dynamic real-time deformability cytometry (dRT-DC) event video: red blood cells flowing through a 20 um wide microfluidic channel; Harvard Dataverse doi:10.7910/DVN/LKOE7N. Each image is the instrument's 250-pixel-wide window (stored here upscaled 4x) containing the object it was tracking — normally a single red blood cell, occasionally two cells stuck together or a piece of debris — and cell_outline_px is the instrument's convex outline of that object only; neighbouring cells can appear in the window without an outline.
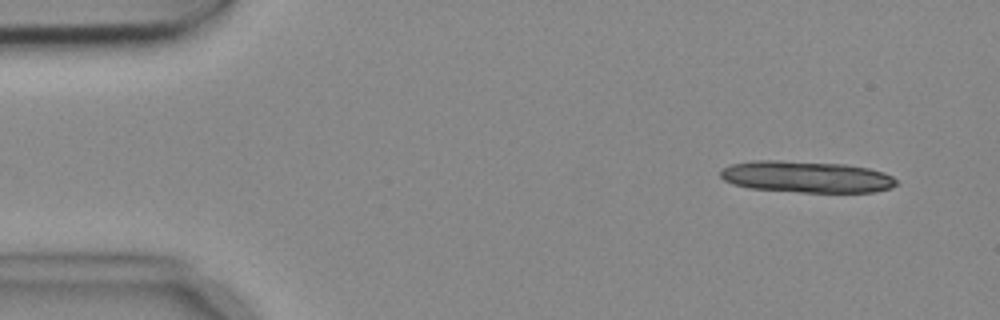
{"species": "common noctule bat (a hibernating species)", "species_latin": "Nyctalus noctula", "temperature_condition": "cold", "stored_images_in_passage": 4, "camera_frame_rate_fps": 3000, "um_per_image_px": 0.085, "animal": {"sex": "female", "body_mass_g": 18.4}, "frame": {"image": 1, "passage_image": 1, "time_ms": 0.0, "image_size_px": [1000, 320], "cell_outline_px": [[896, 184], [892, 188], [872, 192], [800, 192], [748, 188], [732, 184], [724, 180], [720, 176], [720, 168], [732, 164], [756, 160], [776, 160], [844, 164], [868, 168], [884, 172], [892, 176], [896, 180]], "centroid_in_image_um": [68.51, 15.03], "position_along_channel_um": 16.5, "area_um2": 32.43}}
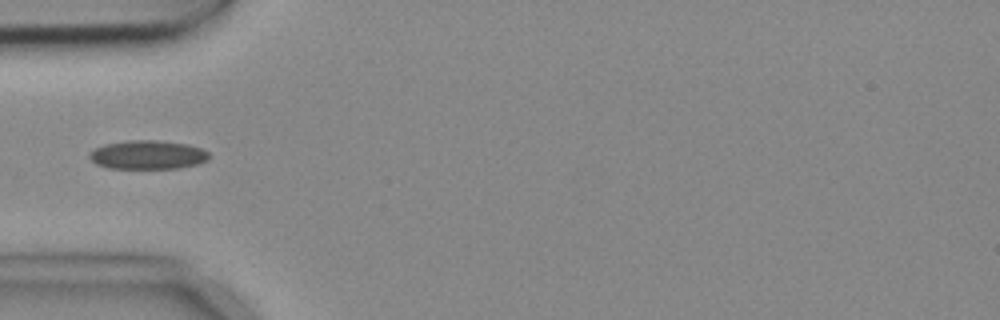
{"frame": {"image": 2, "passage_image": 4, "time_ms": 1.0, "image_size_px": [1000, 320], "cell_outline_px": [[208, 160], [196, 164], [176, 168], [108, 168], [96, 164], [88, 156], [88, 152], [104, 144], [128, 140], [156, 140], [188, 144], [200, 148], [208, 152]], "centroid_in_image_um": [12.52, 13.15], "position_along_channel_um": 72.5, "area_um2": 20.0}}